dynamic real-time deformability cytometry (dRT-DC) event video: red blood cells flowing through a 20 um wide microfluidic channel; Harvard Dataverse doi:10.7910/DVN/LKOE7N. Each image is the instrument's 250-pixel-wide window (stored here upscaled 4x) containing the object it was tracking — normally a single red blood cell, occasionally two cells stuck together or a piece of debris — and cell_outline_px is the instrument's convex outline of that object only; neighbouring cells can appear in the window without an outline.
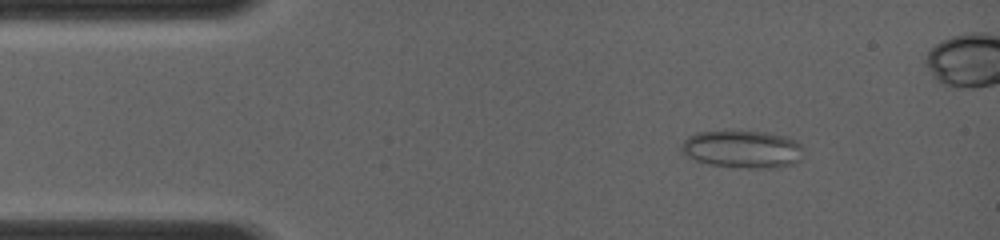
{"species": "common noctule bat (a hibernating species)", "species_latin": "Nyctalus noctula", "temperature_condition": "room temperature", "stored_images_in_passage": 15, "camera_frame_rate_fps": 4000, "um_per_image_px": 0.085, "animal": {"sex": "female", "body_mass_g": 19.0, "forearm_length_mm": 56.7}, "frame": {"image": 1, "passage_image": 5, "time_ms": 1.0, "image_size_px": [1000, 240], "cell_outline_px": [[800, 160], [792, 164], [776, 168], [736, 168], [708, 164], [696, 160], [680, 152], [680, 144], [688, 136], [696, 132], [724, 128], [768, 132], [788, 136], [796, 140], [800, 144]], "centroid_in_image_um": [63.04, 12.63], "position_along_channel_um": 22.0, "area_um2": 27.86}}
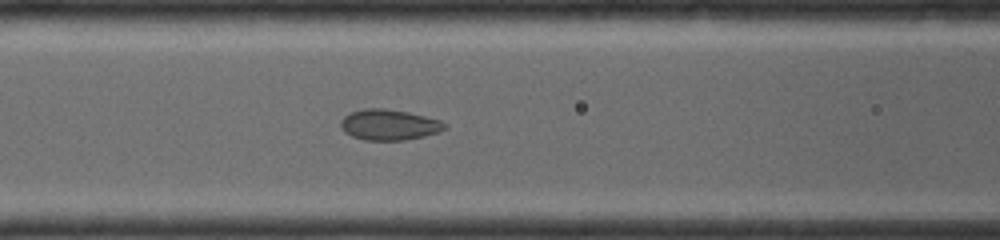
{"frame": {"image": 2, "passage_image": 15, "time_ms": 4.75, "image_size_px": [1000, 240], "cell_outline_px": [[448, 128], [424, 136], [404, 140], [364, 140], [352, 136], [344, 132], [340, 128], [340, 120], [344, 116], [352, 112], [364, 108], [384, 108], [408, 112], [440, 120], [448, 124]], "centroid_in_image_um": [33.06, 10.6], "position_along_channel_um": 133.5, "area_um2": 18.67}}